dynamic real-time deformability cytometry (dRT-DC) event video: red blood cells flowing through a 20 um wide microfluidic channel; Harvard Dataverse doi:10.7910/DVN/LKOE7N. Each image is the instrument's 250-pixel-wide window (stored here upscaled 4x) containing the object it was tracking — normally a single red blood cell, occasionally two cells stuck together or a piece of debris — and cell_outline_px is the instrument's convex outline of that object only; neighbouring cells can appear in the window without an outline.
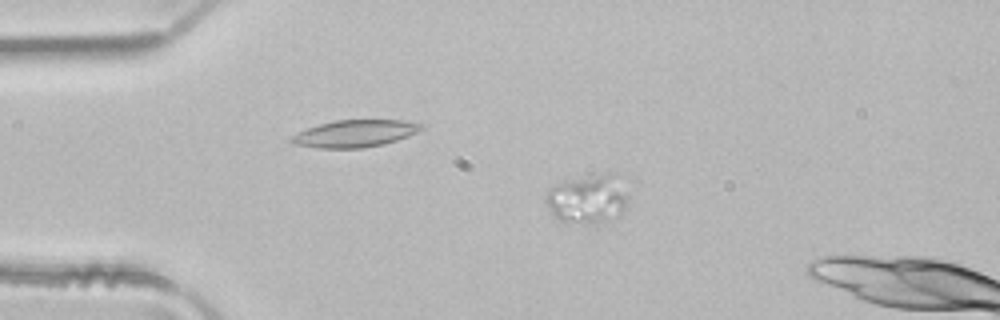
{"species": "common noctule bat (a hibernating species)", "species_latin": "Nyctalus noctula", "temperature_condition": "room temperature", "stored_images_in_passage": 3, "camera_frame_rate_fps": 3000, "um_per_image_px": 0.085, "animal": {"sex": "male", "body_mass_g": 21.5, "forearm_length_mm": 52.0}, "frame": {"image": 1, "passage_image": 3, "time_ms": 0.667, "image_size_px": [1000, 320], "cell_outline_px": [[628, 196], [624, 208], [620, 216], [592, 224], [584, 224], [556, 220], [552, 216], [544, 200], [544, 196], [548, 188], [556, 184], [600, 172], [616, 172]], "centroid_in_image_um": [49.92, 16.9], "position_along_channel_um": 35.1, "area_um2": 23.93}}